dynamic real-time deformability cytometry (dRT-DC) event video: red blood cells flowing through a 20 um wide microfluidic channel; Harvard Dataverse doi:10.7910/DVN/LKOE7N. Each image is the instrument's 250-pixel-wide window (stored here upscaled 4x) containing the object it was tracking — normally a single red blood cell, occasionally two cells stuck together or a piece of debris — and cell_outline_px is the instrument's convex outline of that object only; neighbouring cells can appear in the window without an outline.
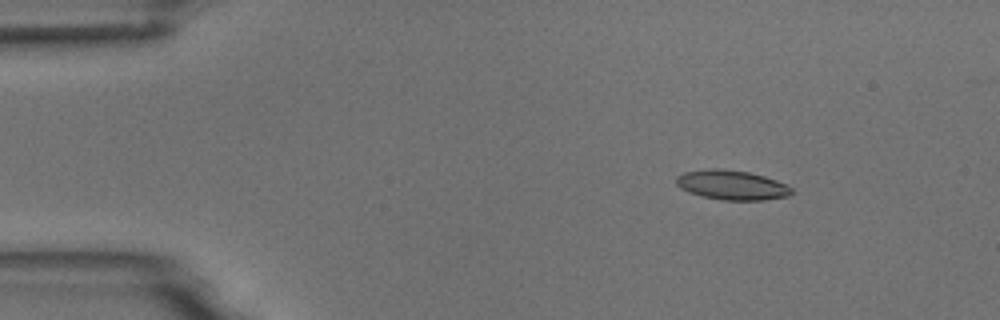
{"species": "common noctule bat (a hibernating species)", "species_latin": "Nyctalus noctula", "temperature_condition": "room temperature", "stored_images_in_passage": 6, "camera_frame_rate_fps": 3000, "um_per_image_px": 0.085, "animal": {"sex": "male", "body_mass_g": 18.8}, "frame": {"image": 1, "passage_image": 3, "time_ms": 2.333, "image_size_px": [1000, 320], "cell_outline_px": [[792, 192], [788, 196], [764, 200], [720, 200], [688, 192], [680, 188], [676, 184], [676, 176], [684, 172], [708, 168], [720, 168], [748, 172], [764, 176], [776, 180], [792, 188]], "centroid_in_image_um": [62.17, 15.72], "position_along_channel_um": 22.8, "area_um2": 19.88}}
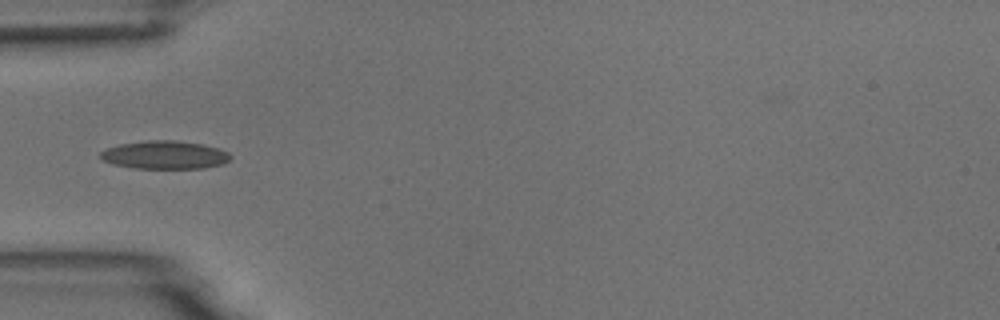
{"frame": {"image": 2, "passage_image": 6, "time_ms": 5.667, "image_size_px": [1000, 320], "cell_outline_px": [[232, 156], [224, 164], [204, 168], [136, 168], [116, 164], [104, 160], [100, 156], [100, 152], [108, 148], [120, 144], [148, 140], [176, 140], [200, 144], [216, 148], [228, 152]], "centroid_in_image_um": [14.03, 13.16], "position_along_channel_um": 71.0, "area_um2": 21.04}}